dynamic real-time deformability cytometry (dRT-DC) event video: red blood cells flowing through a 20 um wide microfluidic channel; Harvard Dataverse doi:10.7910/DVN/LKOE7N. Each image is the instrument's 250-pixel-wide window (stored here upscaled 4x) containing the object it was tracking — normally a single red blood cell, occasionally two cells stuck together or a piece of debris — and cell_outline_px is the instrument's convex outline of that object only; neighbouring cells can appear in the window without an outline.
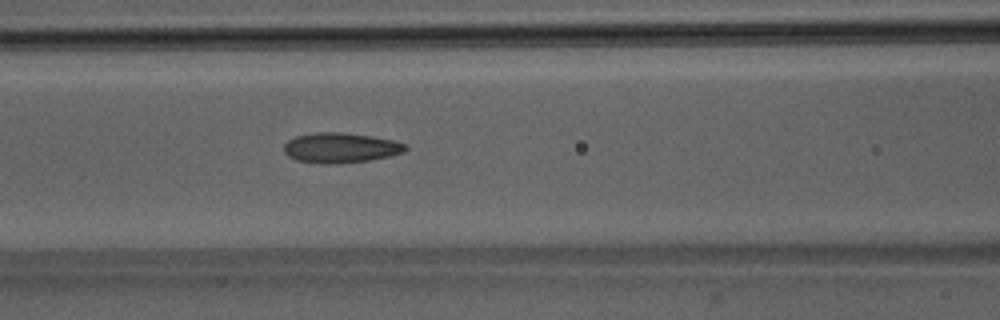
{"species": "Egyptian fruit bat (a non-hibernating species)", "species_latin": "Rousettus aegyptiacus", "temperature_condition": "room temperature", "stored_images_in_passage": 42, "camera_frame_rate_fps": 3000, "um_per_image_px": 0.085, "animal": {"sex": "male"}, "frame": {"image": 1, "passage_image": 13, "time_ms": 4.0, "image_size_px": [1000, 320], "cell_outline_px": [[408, 148], [404, 152], [388, 156], [368, 160], [336, 164], [320, 164], [296, 160], [288, 156], [284, 152], [284, 144], [288, 140], [296, 136], [316, 132], [344, 132], [372, 136], [392, 140], [404, 144]], "centroid_in_image_um": [28.91, 12.56], "position_along_channel_um": 137.7, "area_um2": 21.33}}
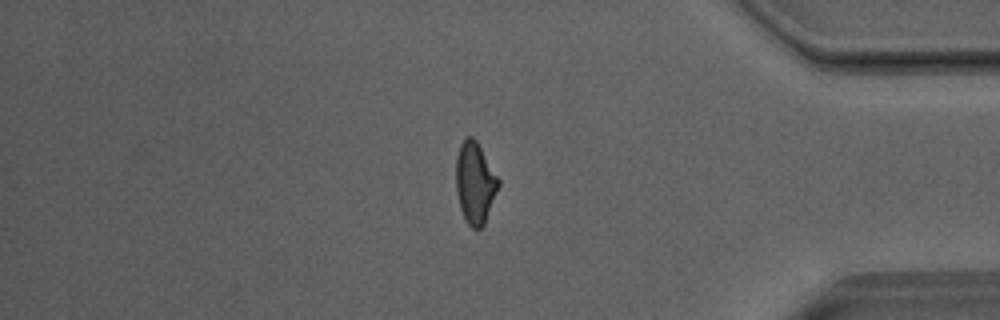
{"frame": {"image": 2, "passage_image": 34, "time_ms": 11.0, "image_size_px": [1000, 320], "cell_outline_px": [[500, 184], [484, 224], [480, 228], [472, 228], [464, 220], [460, 208], [456, 192], [456, 156], [460, 144], [468, 136], [472, 136], [476, 140], [500, 180]], "centroid_in_image_um": [40.36, 15.54], "position_along_channel_um": 394.8, "area_um2": 20.11}}
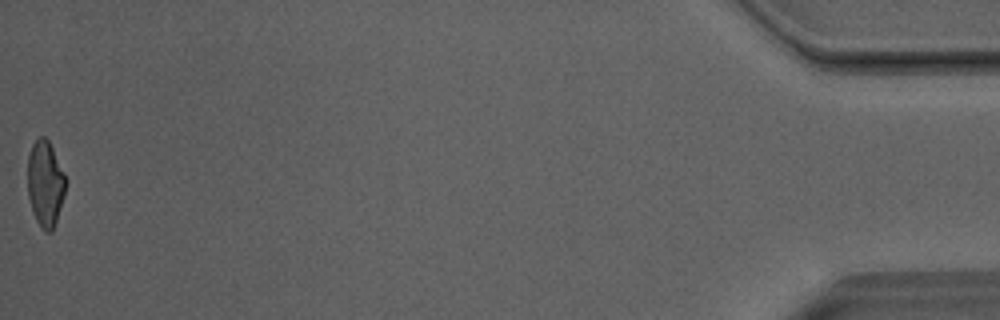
{"frame": {"image": 3, "passage_image": 42, "time_ms": 13.667, "image_size_px": [1000, 320], "cell_outline_px": [[68, 180], [64, 196], [52, 232], [44, 232], [36, 220], [32, 212], [28, 196], [28, 156], [32, 144], [40, 136], [44, 136], [48, 140]], "centroid_in_image_um": [3.85, 15.62], "position_along_channel_um": 431.3, "area_um2": 19.13}, "authors_computed_cell_mechanics": {"area_um2": 20.3167, "velocity_mm_per_s": 4.0624, "shape_relaxation_time_tau1_ms": 7.178, "shape_relaxation_time_tau2_ms": 1.8005, "deformation_change_tau1": 0.1753, "deformation_change_tau2": 0.0983}}